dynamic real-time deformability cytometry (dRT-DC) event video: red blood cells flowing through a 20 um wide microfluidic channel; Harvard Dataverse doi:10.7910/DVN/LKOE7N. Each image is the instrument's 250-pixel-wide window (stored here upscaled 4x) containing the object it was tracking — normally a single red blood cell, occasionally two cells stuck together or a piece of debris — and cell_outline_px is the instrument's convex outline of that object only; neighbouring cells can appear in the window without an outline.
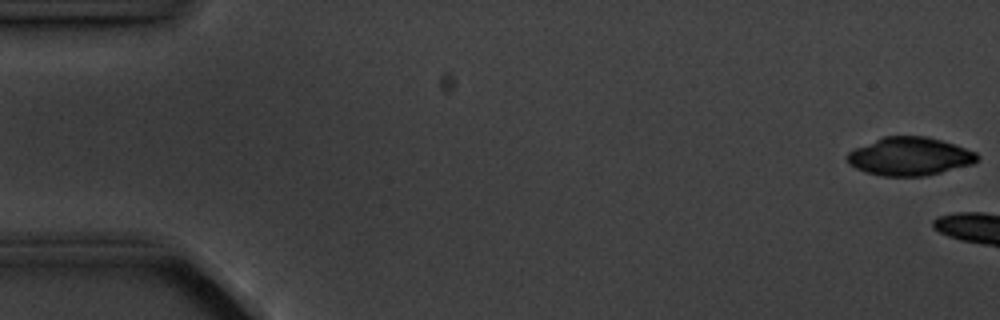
{"species": "common noctule bat (a hibernating species)", "species_latin": "Nyctalus noctula", "temperature_condition": "cold", "stored_images_in_passage": 3, "camera_frame_rate_fps": 3000, "um_per_image_px": 0.085, "animal": {"sex": "male", "body_mass_g": 20.1, "forearm_length_mm": 53.5}, "frame": {"image": 1, "passage_image": 1, "time_ms": 0.0, "image_size_px": [1000, 320], "cell_outline_px": [[980, 156], [972, 164], [924, 176], [880, 176], [864, 172], [848, 164], [844, 156], [848, 152], [856, 148], [884, 136], [928, 136], [976, 152]], "centroid_in_image_um": [77.27, 13.3], "position_along_channel_um": 7.7, "area_um2": 28.84}}